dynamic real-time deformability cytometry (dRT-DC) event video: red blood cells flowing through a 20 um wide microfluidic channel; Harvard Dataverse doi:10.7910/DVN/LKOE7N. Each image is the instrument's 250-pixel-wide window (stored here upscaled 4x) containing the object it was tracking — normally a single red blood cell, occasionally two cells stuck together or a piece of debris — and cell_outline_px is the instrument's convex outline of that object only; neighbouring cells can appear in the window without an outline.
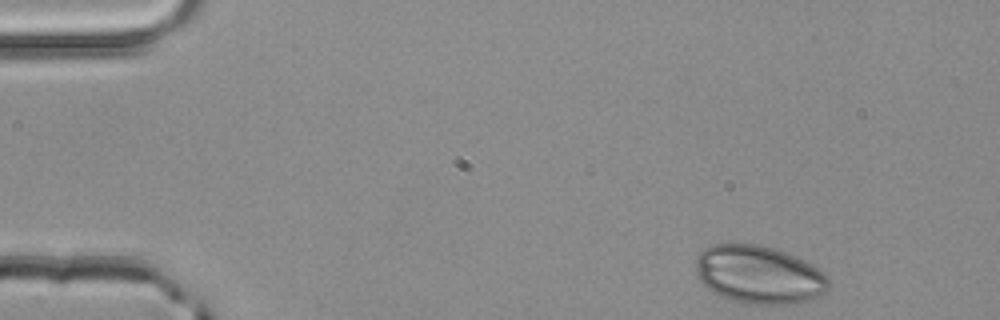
{"species": "common noctule bat (a hibernating species)", "species_latin": "Nyctalus noctula", "temperature_condition": "room temperature", "stored_images_in_passage": 48, "camera_frame_rate_fps": 3000, "um_per_image_px": 0.085, "animal": {"sex": "male", "body_mass_g": 20.4}, "frame": {"image": 1, "passage_image": 1, "time_ms": 0.0, "image_size_px": [1000, 320], "cell_outline_px": [[828, 288], [824, 296], [812, 300], [788, 304], [748, 304], [732, 300], [720, 296], [704, 288], [696, 276], [696, 256], [704, 248], [712, 244], [756, 244], [776, 248], [796, 256], [812, 264], [824, 272], [828, 280]], "centroid_in_image_um": [64.5, 23.35], "position_along_channel_um": 20.5, "area_um2": 45.72}}
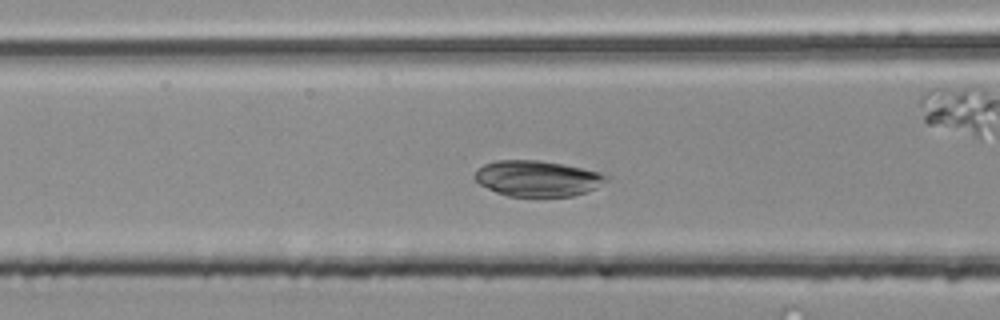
{"frame": {"image": 2, "passage_image": 16, "time_ms": 5.0, "image_size_px": [1000, 320], "cell_outline_px": [[608, 180], [596, 188], [572, 196], [508, 196], [496, 192], [480, 184], [472, 176], [484, 164], [496, 160], [540, 160], [564, 164], [600, 172], [608, 176]], "centroid_in_image_um": [45.68, 15.16], "position_along_channel_um": 120.9, "area_um2": 27.34}}
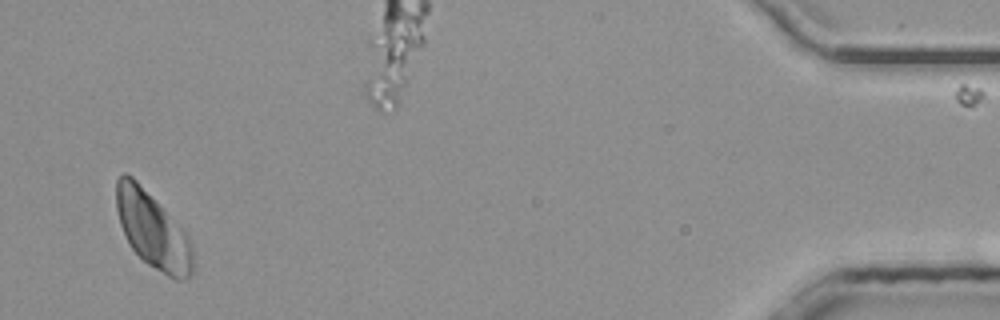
{"frame": {"image": 3, "passage_image": 45, "time_ms": 14.667, "image_size_px": [1000, 320], "cell_outline_px": [[196, 268], [192, 276], [184, 280], [176, 280], [168, 276], [148, 264], [132, 248], [120, 224], [116, 208], [116, 180], [124, 172], [132, 176], [184, 228], [192, 244]], "centroid_in_image_um": [13.04, 19.59], "position_along_channel_um": 422.2, "area_um2": 34.33}}